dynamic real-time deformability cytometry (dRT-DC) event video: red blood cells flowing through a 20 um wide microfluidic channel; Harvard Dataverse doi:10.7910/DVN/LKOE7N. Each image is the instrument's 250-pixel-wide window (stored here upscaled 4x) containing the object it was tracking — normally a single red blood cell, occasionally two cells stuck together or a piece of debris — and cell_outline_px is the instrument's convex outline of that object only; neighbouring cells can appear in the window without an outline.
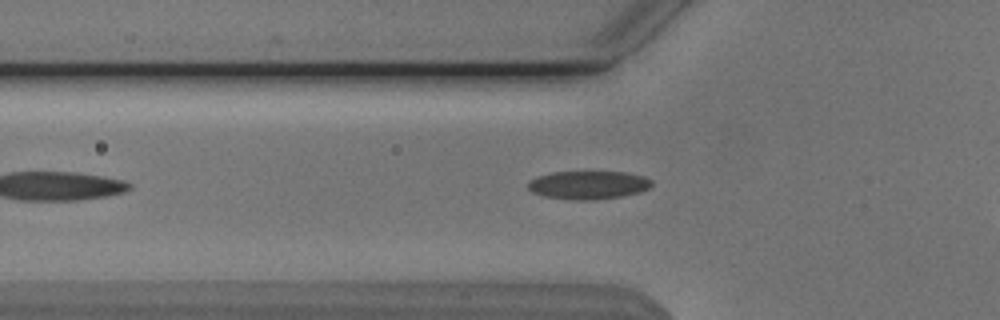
{"species": "Egyptian fruit bat (a non-hibernating species)", "species_latin": "Rousettus aegyptiacus", "temperature_condition": "cold", "stored_images_in_passage": 29, "camera_frame_rate_fps": 3000, "um_per_image_px": 0.085, "animal": {"sex": "male"}, "frame": {"image": 1, "passage_image": 8, "time_ms": 2.333, "image_size_px": [1000, 320], "cell_outline_px": [[652, 184], [648, 188], [640, 192], [620, 196], [596, 200], [568, 200], [544, 196], [532, 192], [528, 188], [528, 184], [532, 180], [540, 176], [552, 172], [624, 172], [644, 176], [652, 180]], "centroid_in_image_um": [50.02, 15.73], "position_along_channel_um": 75.8, "area_um2": 20.29}}
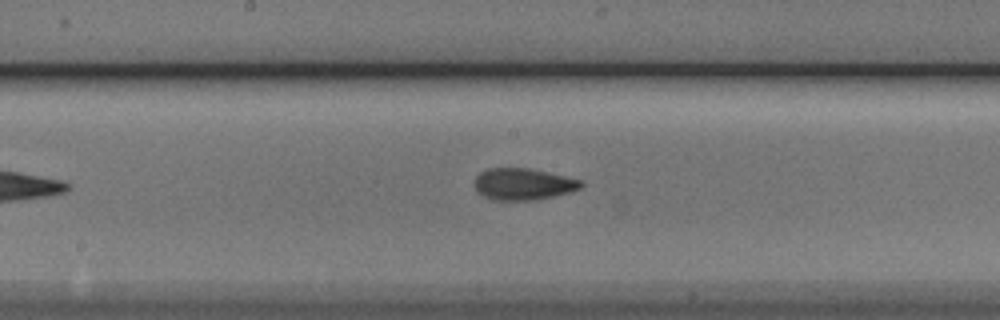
{"frame": {"image": 2, "passage_image": 18, "time_ms": 5.667, "image_size_px": [1000, 320], "cell_outline_px": [[584, 184], [580, 188], [568, 192], [536, 200], [492, 200], [484, 196], [476, 188], [476, 176], [480, 172], [488, 168], [528, 168], [584, 180]], "centroid_in_image_um": [44.49, 15.64], "position_along_channel_um": 203.7, "area_um2": 19.48}}
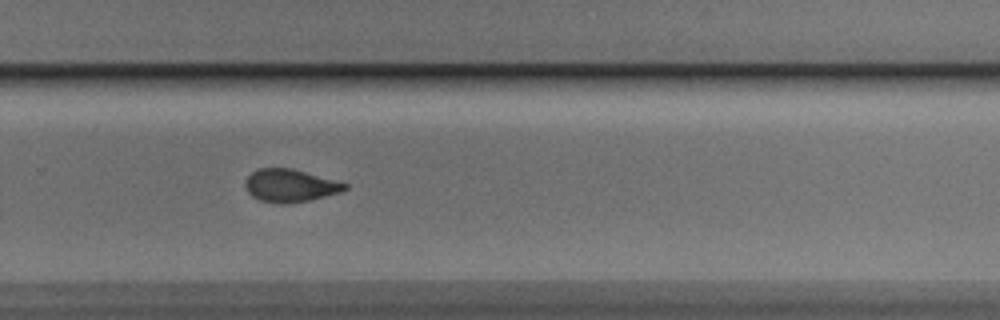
{"frame": {"image": 3, "passage_image": 26, "time_ms": 8.333, "image_size_px": [1000, 320], "cell_outline_px": [[348, 188], [340, 192], [308, 200], [288, 204], [280, 204], [260, 200], [252, 196], [244, 188], [244, 184], [248, 176], [256, 168], [292, 168], [348, 184]], "centroid_in_image_um": [24.62, 15.77], "position_along_channel_um": 305.2, "area_um2": 18.96}}